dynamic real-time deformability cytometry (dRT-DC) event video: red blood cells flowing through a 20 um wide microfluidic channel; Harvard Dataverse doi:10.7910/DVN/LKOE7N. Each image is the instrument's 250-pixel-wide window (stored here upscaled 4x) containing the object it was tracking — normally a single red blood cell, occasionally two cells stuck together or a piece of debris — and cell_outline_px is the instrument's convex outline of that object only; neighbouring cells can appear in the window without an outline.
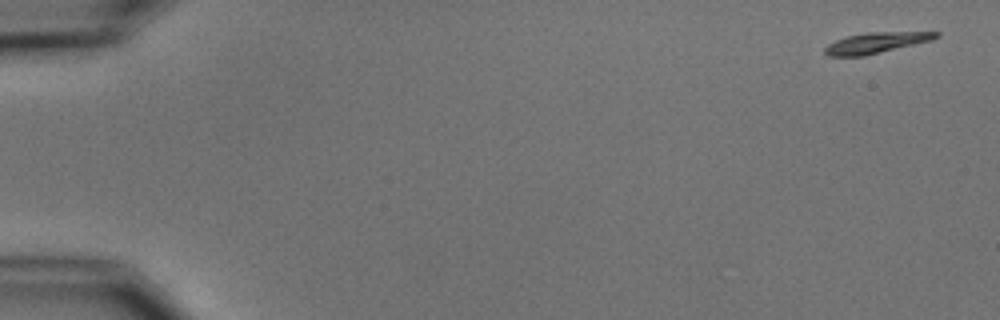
{"species": "common noctule bat (a hibernating species)", "species_latin": "Nyctalus noctula", "temperature_condition": "cold", "stored_images_in_passage": 5, "camera_frame_rate_fps": 3000, "um_per_image_px": 0.085, "animal": {"sex": "male", "body_mass_g": 15.6}, "frame": {"image": 1, "passage_image": 1, "time_ms": 0.0, "image_size_px": [1000, 320], "cell_outline_px": [[940, 36], [932, 40], [864, 56], [828, 56], [824, 52], [824, 48], [828, 44], [836, 40], [848, 36], [864, 32], [940, 32]], "centroid_in_image_um": [74.45, 3.63], "position_along_channel_um": 10.5, "area_um2": 13.35}}
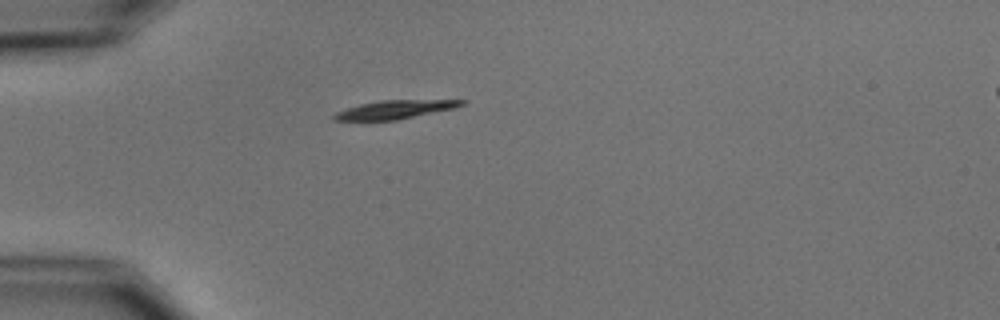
{"frame": {"image": 2, "passage_image": 5, "time_ms": 4.667, "image_size_px": [1000, 320], "cell_outline_px": [[468, 100], [464, 104], [456, 108], [396, 120], [332, 120], [332, 116], [336, 112], [360, 104], [380, 100]], "centroid_in_image_um": [33.59, 9.31], "position_along_channel_um": 51.4, "area_um2": 13.64}}